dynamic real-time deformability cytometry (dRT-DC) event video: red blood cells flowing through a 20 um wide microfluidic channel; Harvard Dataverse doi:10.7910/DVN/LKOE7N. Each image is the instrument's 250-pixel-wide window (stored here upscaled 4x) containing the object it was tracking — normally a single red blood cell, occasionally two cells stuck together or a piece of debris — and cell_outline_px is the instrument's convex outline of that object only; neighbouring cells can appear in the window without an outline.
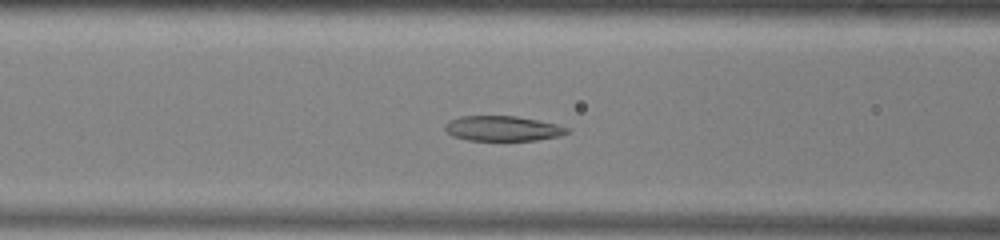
{"species": "common noctule bat (a hibernating species)", "species_latin": "Nyctalus noctula", "temperature_condition": "warm", "stored_images_in_passage": 46, "segment_of_instrument_passage": [1, 2], "camera_frame_rate_fps": 3000, "um_per_image_px": 0.085, "animal": {"sex": "male", "body_mass_g": 13.0, "forearm_length_mm": 53.1}, "frame": {"image": 1, "passage_image": 14, "time_ms": 4.333, "image_size_px": [1000, 240], "cell_outline_px": [[572, 128], [568, 132], [560, 136], [536, 140], [468, 140], [452, 136], [444, 128], [444, 124], [448, 120], [460, 116], [516, 116], [556, 124]], "centroid_in_image_um": [42.71, 10.92], "position_along_channel_um": 123.9, "area_um2": 17.86}}
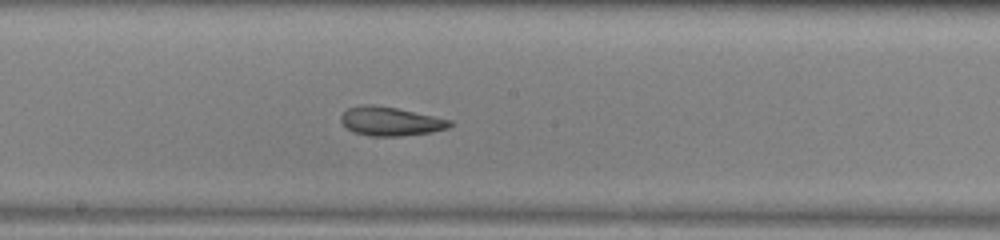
{"frame": {"image": 2, "passage_image": 21, "time_ms": 6.667, "image_size_px": [1000, 240], "cell_outline_px": [[452, 124], [448, 128], [432, 132], [400, 136], [368, 136], [352, 132], [340, 120], [340, 116], [348, 108], [364, 104], [372, 104], [396, 108], [452, 120]], "centroid_in_image_um": [33.18, 10.31], "position_along_channel_um": 215.0, "area_um2": 18.26}}
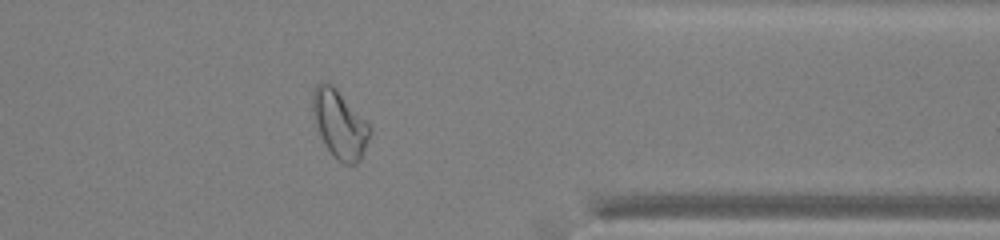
{"frame": {"image": 3, "passage_image": 35, "time_ms": 11.333, "image_size_px": [1000, 240], "cell_outline_px": [[372, 132], [364, 152], [360, 160], [356, 164], [344, 164], [336, 160], [332, 156], [324, 144], [320, 136], [312, 112], [312, 96], [316, 84], [320, 80], [328, 80], [336, 88], [372, 128]], "centroid_in_image_um": [28.86, 10.55], "position_along_channel_um": 382.5, "area_um2": 22.89}}